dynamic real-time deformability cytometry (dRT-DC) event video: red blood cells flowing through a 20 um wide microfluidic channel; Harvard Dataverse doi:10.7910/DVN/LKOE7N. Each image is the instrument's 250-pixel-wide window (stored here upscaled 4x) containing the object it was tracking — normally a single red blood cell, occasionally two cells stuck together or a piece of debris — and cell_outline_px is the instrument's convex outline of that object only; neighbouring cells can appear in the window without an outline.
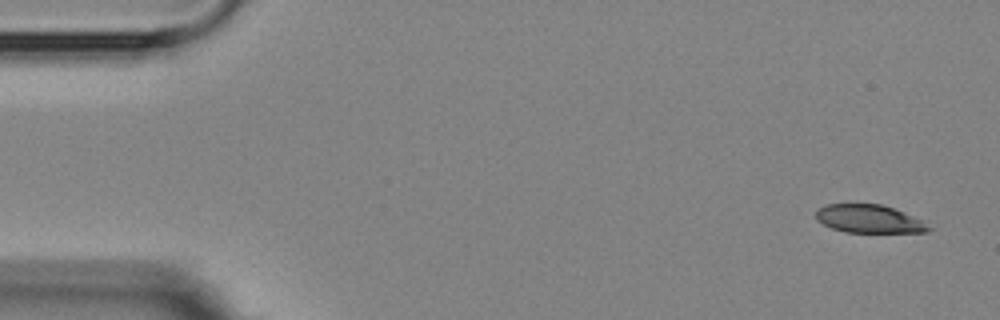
{"species": "Egyptian fruit bat (a non-hibernating species)", "species_latin": "Rousettus aegyptiacus", "temperature_condition": "room temperature", "stored_images_in_passage": 5, "camera_frame_rate_fps": 3000, "um_per_image_px": 0.085, "animal": {"sex": "female"}, "frame": {"image": 1, "passage_image": 1, "time_ms": 0.0, "image_size_px": [1000, 320], "cell_outline_px": [[932, 228], [928, 232], [844, 232], [832, 228], [816, 220], [816, 208], [824, 204], [880, 204], [892, 208], [912, 216], [920, 220]], "centroid_in_image_um": [73.81, 18.6], "position_along_channel_um": 11.2, "area_um2": 18.32}}